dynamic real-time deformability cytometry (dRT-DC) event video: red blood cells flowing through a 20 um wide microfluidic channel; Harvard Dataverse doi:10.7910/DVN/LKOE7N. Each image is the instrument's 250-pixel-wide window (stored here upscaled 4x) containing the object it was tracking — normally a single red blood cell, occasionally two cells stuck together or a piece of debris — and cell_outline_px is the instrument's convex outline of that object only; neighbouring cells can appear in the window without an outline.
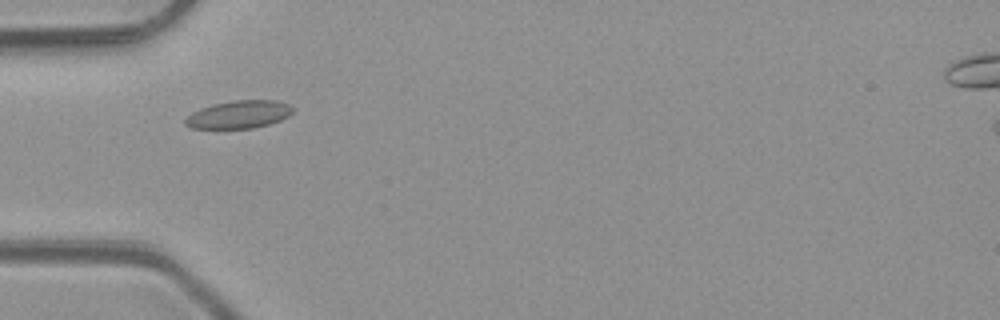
{"species": "common noctule bat (a hibernating species)", "species_latin": "Nyctalus noctula", "temperature_condition": "room temperature", "stored_images_in_passage": 4, "camera_frame_rate_fps": 3000, "um_per_image_px": 0.085, "animal": {"sex": "male", "body_mass_g": 23.1, "forearm_length_mm": 52.7}, "frame": {"image": 1, "passage_image": 3, "time_ms": 2.333, "image_size_px": [1000, 320], "cell_outline_px": [[292, 112], [288, 116], [280, 120], [268, 124], [252, 128], [192, 128], [184, 124], [184, 120], [192, 112], [200, 108], [212, 104], [232, 100], [280, 100], [288, 104], [292, 108]], "centroid_in_image_um": [20.29, 9.72], "position_along_channel_um": 64.7, "area_um2": 17.4}}
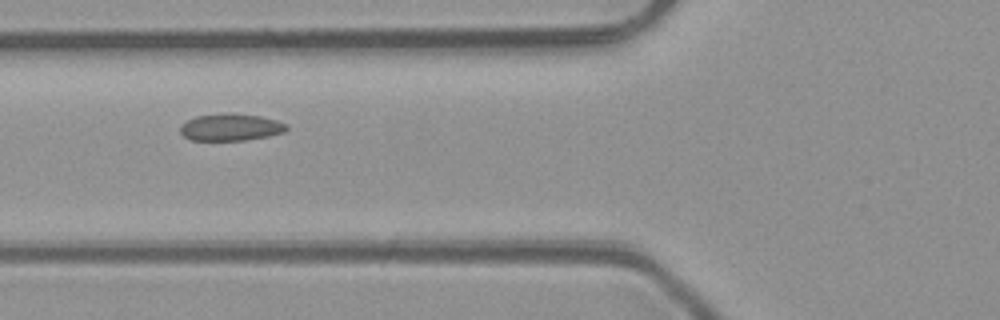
{"frame": {"image": 2, "passage_image": 4, "time_ms": 3.333, "image_size_px": [1000, 320], "cell_outline_px": [[288, 128], [284, 132], [268, 136], [244, 140], [192, 140], [184, 136], [180, 132], [180, 124], [196, 116], [224, 112], [232, 112], [260, 116], [276, 120], [288, 124]], "centroid_in_image_um": [19.6, 10.79], "position_along_channel_um": 106.2, "area_um2": 16.94}}